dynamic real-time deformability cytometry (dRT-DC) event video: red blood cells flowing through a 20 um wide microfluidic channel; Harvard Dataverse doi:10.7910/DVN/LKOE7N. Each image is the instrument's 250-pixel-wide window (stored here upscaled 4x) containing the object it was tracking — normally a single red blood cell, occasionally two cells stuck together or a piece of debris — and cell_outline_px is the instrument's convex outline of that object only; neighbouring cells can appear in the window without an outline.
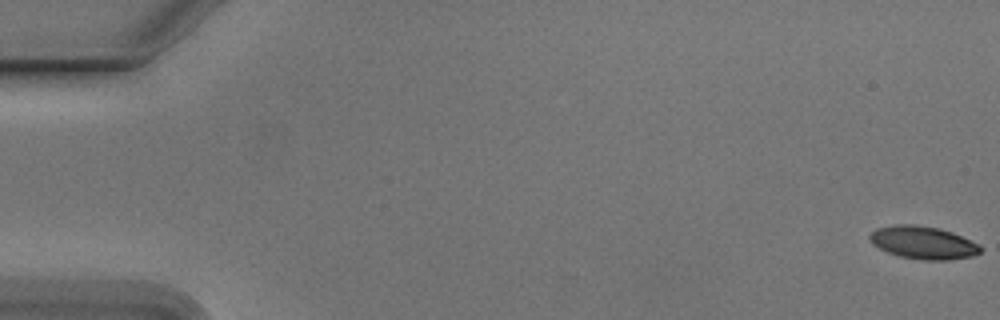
{"species": "Egyptian fruit bat (a non-hibernating species)", "species_latin": "Rousettus aegyptiacus", "temperature_condition": "cold", "stored_images_in_passage": 18, "camera_frame_rate_fps": 3000, "um_per_image_px": 0.085, "animal": {"sex": "male"}, "frame": {"image": 1, "passage_image": 1, "time_ms": 0.0, "image_size_px": [1000, 320], "cell_outline_px": [[984, 248], [980, 252], [972, 256], [948, 260], [924, 260], [900, 256], [888, 252], [872, 244], [868, 240], [868, 236], [876, 228], [896, 224], [912, 224], [936, 228], [952, 232], [980, 244]], "centroid_in_image_um": [78.47, 20.62], "position_along_channel_um": 6.5, "area_um2": 21.15}}